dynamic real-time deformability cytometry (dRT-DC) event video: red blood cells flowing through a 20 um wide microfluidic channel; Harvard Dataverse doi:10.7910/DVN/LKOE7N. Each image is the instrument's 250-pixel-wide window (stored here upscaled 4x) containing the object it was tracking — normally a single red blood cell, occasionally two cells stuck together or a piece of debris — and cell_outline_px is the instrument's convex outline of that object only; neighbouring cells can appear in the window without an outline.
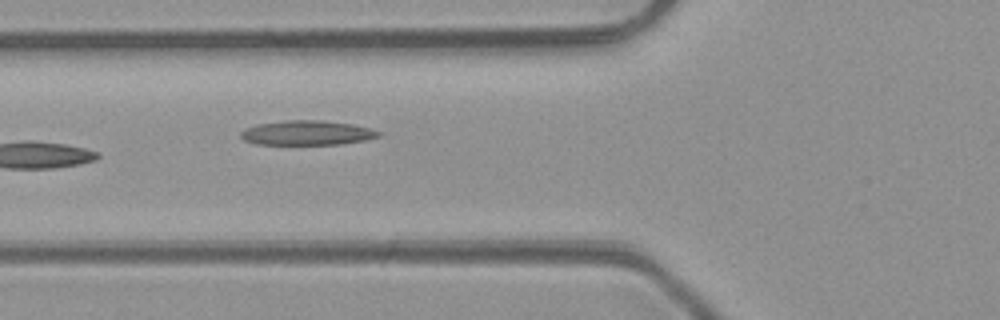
{"species": "common noctule bat (a hibernating species)", "species_latin": "Nyctalus noctula", "temperature_condition": "room temperature", "stored_images_in_passage": 5, "segment_of_instrument_passage": [1, 2], "camera_frame_rate_fps": 3000, "um_per_image_px": 0.085, "animal": {"sex": "male", "body_mass_g": 23.1, "forearm_length_mm": 52.7}, "frame": {"image": 1, "passage_image": 4, "time_ms": 4.333, "image_size_px": [1000, 320], "cell_outline_px": [[380, 136], [364, 140], [340, 144], [256, 144], [244, 140], [240, 136], [240, 132], [244, 128], [256, 124], [284, 120], [324, 120], [352, 124], [372, 128], [380, 132]], "centroid_in_image_um": [26.07, 11.28], "position_along_channel_um": 99.7, "area_um2": 19.83}}